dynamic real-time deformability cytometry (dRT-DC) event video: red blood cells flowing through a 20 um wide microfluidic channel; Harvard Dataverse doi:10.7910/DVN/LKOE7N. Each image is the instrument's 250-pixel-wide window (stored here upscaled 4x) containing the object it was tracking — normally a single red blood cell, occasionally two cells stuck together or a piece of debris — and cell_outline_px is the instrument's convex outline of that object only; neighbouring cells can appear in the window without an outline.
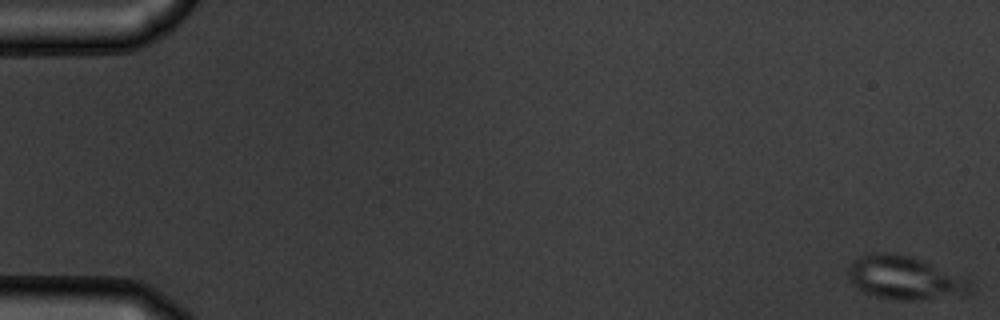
{"species": "common noctule bat (a hibernating species)", "species_latin": "Nyctalus noctula", "temperature_condition": "warm", "stored_images_in_passage": 55, "camera_frame_rate_fps": 3000, "um_per_image_px": 0.085, "animal": {"sex": "male", "body_mass_g": 19.5, "forearm_length_mm": 54.6}, "frame": {"image": 1, "passage_image": 1, "time_ms": 0.0, "image_size_px": [1000, 320], "cell_outline_px": [[972, 288], [968, 292], [912, 300], [900, 300], [876, 296], [864, 292], [852, 284], [848, 276], [848, 268], [852, 260], [860, 256], [872, 252], [892, 252], [908, 256], [968, 276], [972, 280]], "centroid_in_image_um": [76.88, 23.58], "position_along_channel_um": 8.1, "area_um2": 30.69}}
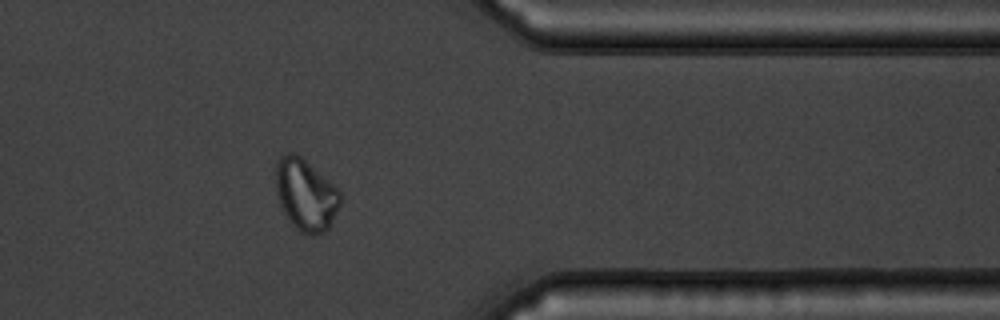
{"frame": {"image": 2, "passage_image": 45, "time_ms": 14.667, "image_size_px": [1000, 320], "cell_outline_px": [[340, 204], [328, 228], [324, 232], [300, 232], [288, 220], [280, 204], [276, 192], [276, 164], [280, 156], [284, 152], [292, 152], [300, 156], [332, 184], [340, 192]], "centroid_in_image_um": [25.95, 16.52], "position_along_channel_um": 385.5, "area_um2": 26.24}}
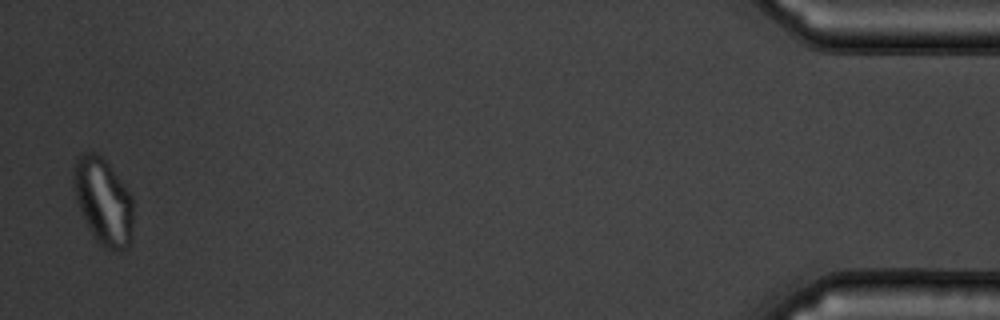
{"frame": {"image": 3, "passage_image": 54, "time_ms": 17.667, "image_size_px": [1000, 320], "cell_outline_px": [[132, 220], [128, 248], [120, 252], [116, 252], [100, 244], [92, 232], [80, 208], [76, 196], [72, 180], [72, 168], [76, 160], [80, 156], [88, 152], [96, 152], [108, 164], [132, 196]], "centroid_in_image_um": [8.77, 17.1], "position_along_channel_um": 426.4, "area_um2": 29.36}, "authors_computed_cell_mechanics": {"area_um2": 28.4376, "velocity_mm_per_s": 3.7455, "shape_relaxation_time_tau1_ms": 7.9784, "shape_relaxation_time_tau2_ms": 1.0162, "deformation_change_tau1": 0.1297, "deformation_change_tau2": 0.0533}}